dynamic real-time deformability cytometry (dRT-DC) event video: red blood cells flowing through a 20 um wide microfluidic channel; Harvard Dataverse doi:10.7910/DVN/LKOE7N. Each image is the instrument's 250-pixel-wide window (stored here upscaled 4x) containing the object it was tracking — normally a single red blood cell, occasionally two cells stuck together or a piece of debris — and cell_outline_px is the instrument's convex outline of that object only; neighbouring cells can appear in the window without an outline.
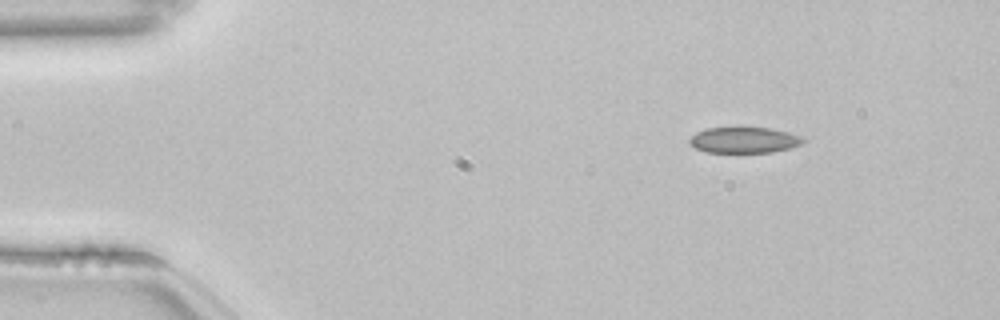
{"species": "common noctule bat (a hibernating species)", "species_latin": "Nyctalus noctula", "temperature_condition": "room temperature", "stored_images_in_passage": 47, "camera_frame_rate_fps": 3000, "um_per_image_px": 0.085, "animal": {"sex": "female", "body_mass_g": 22.7, "forearm_length_mm": 54.2}, "frame": {"image": 1, "passage_image": 1, "time_ms": 0.0, "image_size_px": [1000, 320], "cell_outline_px": [[808, 140], [804, 144], [772, 152], [704, 152], [688, 144], [688, 140], [696, 132], [708, 128], [772, 128], [788, 132], [800, 136]], "centroid_in_image_um": [63.26, 11.91], "position_along_channel_um": 21.7, "area_um2": 17.17}}
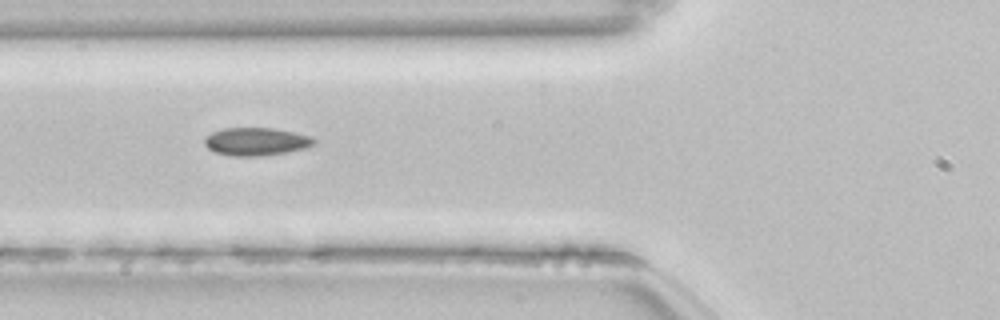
{"frame": {"image": 2, "passage_image": 14, "time_ms": 4.333, "image_size_px": [1000, 320], "cell_outline_px": [[316, 144], [308, 148], [288, 152], [256, 156], [232, 156], [216, 152], [208, 148], [204, 144], [204, 140], [212, 132], [224, 128], [272, 128], [296, 132], [312, 136], [316, 140]], "centroid_in_image_um": [21.84, 12.03], "position_along_channel_um": 104.0, "area_um2": 17.92}}
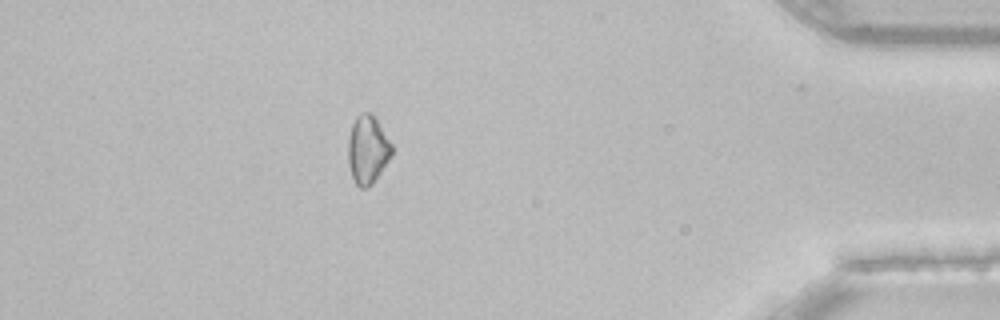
{"frame": {"image": 3, "passage_image": 41, "time_ms": 13.333, "image_size_px": [1000, 320], "cell_outline_px": [[392, 156], [372, 184], [368, 188], [360, 188], [356, 184], [352, 176], [348, 164], [348, 140], [352, 124], [356, 116], [360, 112], [372, 112], [392, 144]], "centroid_in_image_um": [31.25, 12.71], "position_along_channel_um": 404.0, "area_um2": 17.51}, "authors_computed_cell_mechanics": {"area_um2": 16.9354, "velocity_mm_per_s": 3.8563, "shape_relaxation_time_tau1_ms": 8.9492, "shape_relaxation_time_tau2_ms": 4.8409, "deformation_change_tau1": 0.1156, "deformation_change_tau2": 0.1059}}